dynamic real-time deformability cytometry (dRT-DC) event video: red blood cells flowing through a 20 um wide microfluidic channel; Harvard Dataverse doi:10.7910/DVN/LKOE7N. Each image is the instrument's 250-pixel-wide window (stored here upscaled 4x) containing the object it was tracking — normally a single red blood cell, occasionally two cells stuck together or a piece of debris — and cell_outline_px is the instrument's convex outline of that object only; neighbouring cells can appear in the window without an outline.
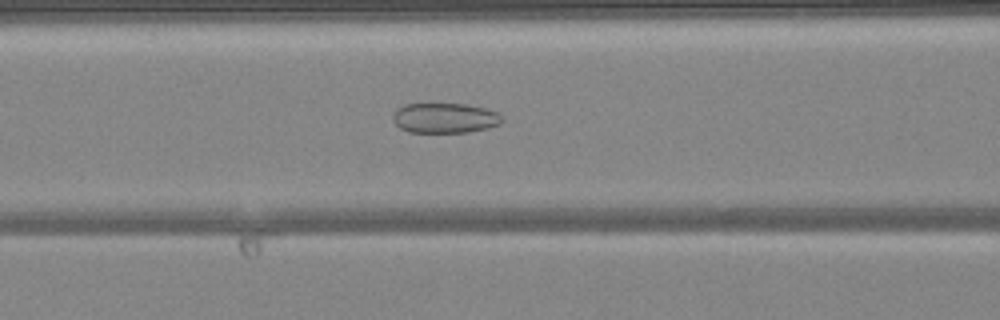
{"species": "common noctule bat (a hibernating species)", "species_latin": "Nyctalus noctula", "temperature_condition": "warm", "stored_images_in_passage": 41, "camera_frame_rate_fps": 3000, "um_per_image_px": 0.085, "animal": {"sex": "female", "body_mass_g": 24.6, "forearm_length_mm": 56.2}, "frame": {"image": 1, "passage_image": 13, "time_ms": 4.0, "image_size_px": [1000, 320], "cell_outline_px": [[504, 120], [500, 124], [488, 128], [468, 132], [408, 132], [400, 128], [392, 120], [392, 112], [396, 108], [404, 104], [468, 104], [484, 108], [496, 112]], "centroid_in_image_um": [37.77, 10.03], "position_along_channel_um": 128.8, "area_um2": 19.25}}
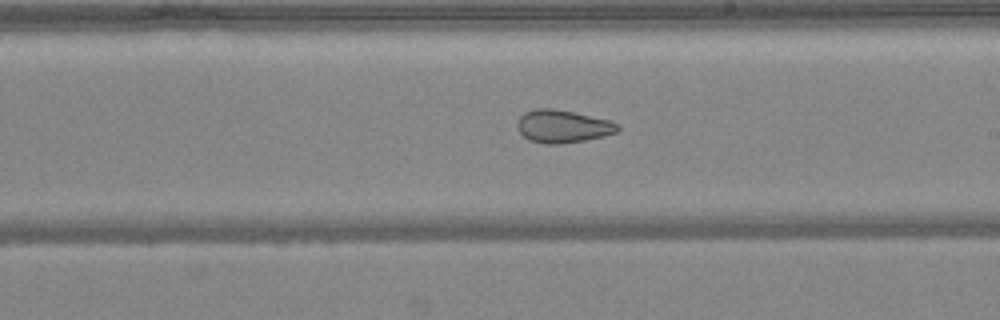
{"frame": {"image": 2, "passage_image": 21, "time_ms": 6.667, "image_size_px": [1000, 320], "cell_outline_px": [[620, 128], [616, 132], [604, 136], [584, 140], [560, 144], [544, 144], [528, 140], [516, 128], [516, 124], [520, 116], [524, 112], [536, 108], [552, 108], [572, 112], [608, 120], [620, 124]], "centroid_in_image_um": [47.8, 10.74], "position_along_channel_um": 241.2, "area_um2": 19.19}}
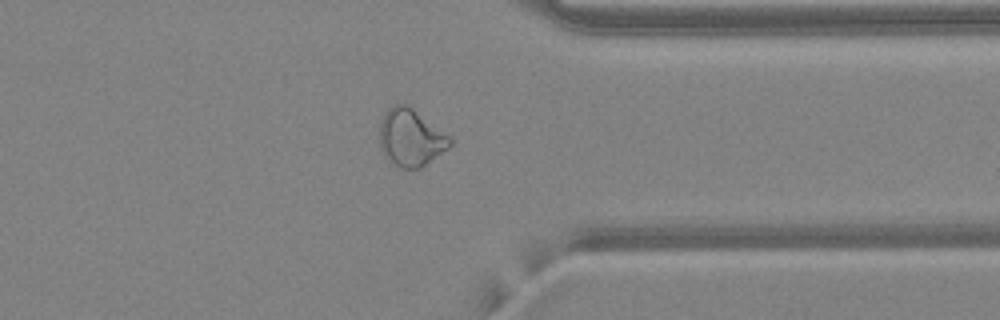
{"frame": {"image": 3, "passage_image": 31, "time_ms": 10.0, "image_size_px": [1000, 320], "cell_outline_px": [[452, 144], [448, 148], [420, 168], [400, 168], [392, 164], [388, 160], [380, 148], [380, 120], [384, 112], [392, 104], [408, 104], [448, 136], [452, 140]], "centroid_in_image_um": [34.87, 11.69], "position_along_channel_um": 376.5, "area_um2": 23.35}, "authors_computed_cell_mechanics": {"area_um2": 23.3512, "velocity_mm_per_s": 4.2158, "shape_relaxation_time_tau1_ms": null, "shape_relaxation_time_tau2_ms": 1.9527, "deformation_change_tau1": null, "deformation_change_tau2": 0.083}}